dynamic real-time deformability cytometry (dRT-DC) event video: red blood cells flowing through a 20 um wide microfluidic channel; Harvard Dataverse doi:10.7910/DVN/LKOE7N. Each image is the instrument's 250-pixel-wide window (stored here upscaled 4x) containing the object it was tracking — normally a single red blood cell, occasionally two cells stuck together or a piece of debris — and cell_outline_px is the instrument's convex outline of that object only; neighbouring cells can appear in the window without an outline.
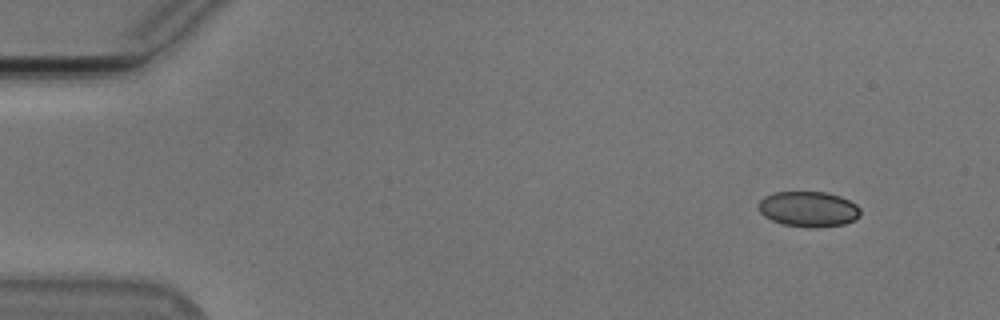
{"species": "Egyptian fruit bat (a non-hibernating species)", "species_latin": "Rousettus aegyptiacus", "temperature_condition": "cold", "stored_images_in_passage": 50, "camera_frame_rate_fps": 3000, "um_per_image_px": 0.085, "animal": {"sex": "male"}, "frame": {"image": 1, "passage_image": 1, "time_ms": 0.0, "image_size_px": [1000, 320], "cell_outline_px": [[860, 216], [844, 224], [816, 228], [808, 228], [784, 224], [772, 220], [764, 216], [760, 212], [756, 204], [764, 196], [776, 192], [824, 192], [840, 196], [856, 204], [860, 208]], "centroid_in_image_um": [68.7, 17.77], "position_along_channel_um": 16.3, "area_um2": 21.1}}
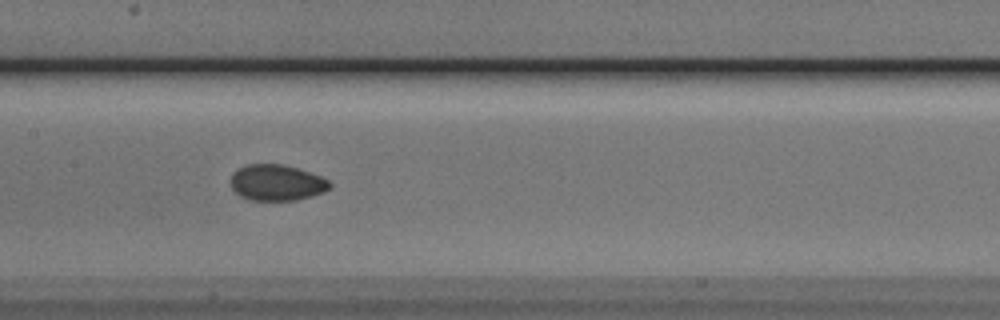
{"frame": {"image": 2, "passage_image": 23, "time_ms": 7.333, "image_size_px": [1000, 320], "cell_outline_px": [[332, 184], [324, 192], [312, 196], [296, 200], [248, 200], [240, 196], [232, 188], [232, 172], [236, 168], [248, 164], [284, 164], [320, 176], [328, 180]], "centroid_in_image_um": [23.5, 15.52], "position_along_channel_um": 183.9, "area_um2": 20.75}}
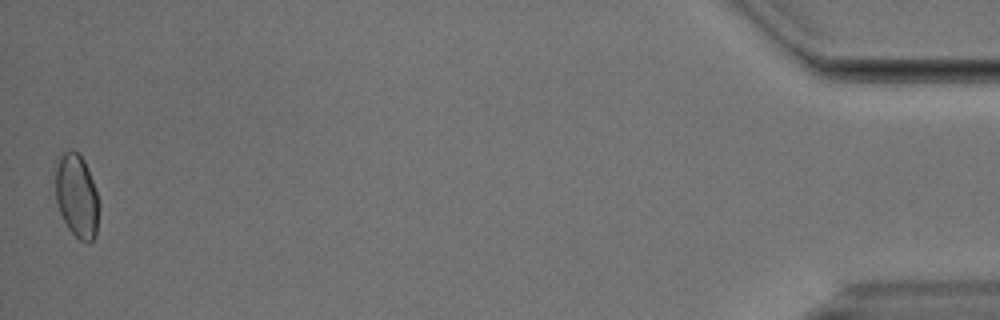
{"frame": {"image": 3, "passage_image": 50, "time_ms": 16.333, "image_size_px": [1000, 320], "cell_outline_px": [[100, 208], [96, 236], [88, 244], [80, 240], [68, 228], [60, 212], [56, 200], [52, 164], [56, 156], [72, 148], [84, 160], [92, 180], [100, 204]], "centroid_in_image_um": [6.48, 16.6], "position_along_channel_um": 428.7, "area_um2": 22.02}, "authors_computed_cell_mechanics": {"area_um2": 20.9814, "velocity_mm_per_s": 3.7628, "shape_relaxation_time_tau1_ms": 4.1914, "shape_relaxation_time_tau2_ms": 1.0919, "deformation_change_tau1": 0.0879, "deformation_change_tau2": 0.0328}}